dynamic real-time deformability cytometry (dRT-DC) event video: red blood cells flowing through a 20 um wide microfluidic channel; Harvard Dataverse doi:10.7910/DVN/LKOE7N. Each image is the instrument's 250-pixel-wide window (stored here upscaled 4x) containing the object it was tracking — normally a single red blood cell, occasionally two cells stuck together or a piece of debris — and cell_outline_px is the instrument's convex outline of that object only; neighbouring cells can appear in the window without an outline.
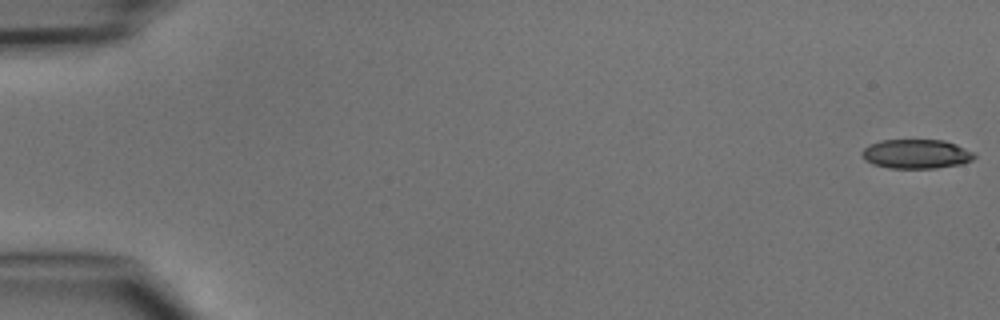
{"species": "common noctule bat (a hibernating species)", "species_latin": "Nyctalus noctula", "temperature_condition": "cold", "stored_images_in_passage": 4, "camera_frame_rate_fps": 3000, "um_per_image_px": 0.085, "animal": {"sex": "male", "body_mass_g": 15.6}, "frame": {"image": 1, "passage_image": 1, "time_ms": 0.0, "image_size_px": [1000, 320], "cell_outline_px": [[976, 156], [972, 160], [964, 164], [936, 168], [888, 168], [872, 164], [864, 160], [860, 152], [868, 144], [880, 140], [944, 140], [956, 144], [976, 152]], "centroid_in_image_um": [77.89, 13.09], "position_along_channel_um": 7.1, "area_um2": 19.54}}
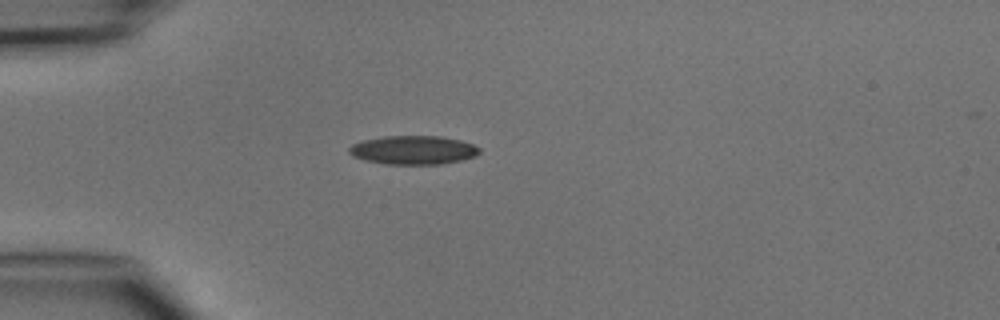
{"frame": {"image": 2, "passage_image": 4, "time_ms": 4.333, "image_size_px": [1000, 320], "cell_outline_px": [[480, 152], [476, 156], [460, 160], [440, 164], [384, 164], [352, 156], [348, 152], [348, 148], [352, 144], [364, 140], [384, 136], [440, 136], [460, 140], [472, 144], [480, 148]], "centroid_in_image_um": [35.13, 12.75], "position_along_channel_um": 49.9, "area_um2": 21.73}}